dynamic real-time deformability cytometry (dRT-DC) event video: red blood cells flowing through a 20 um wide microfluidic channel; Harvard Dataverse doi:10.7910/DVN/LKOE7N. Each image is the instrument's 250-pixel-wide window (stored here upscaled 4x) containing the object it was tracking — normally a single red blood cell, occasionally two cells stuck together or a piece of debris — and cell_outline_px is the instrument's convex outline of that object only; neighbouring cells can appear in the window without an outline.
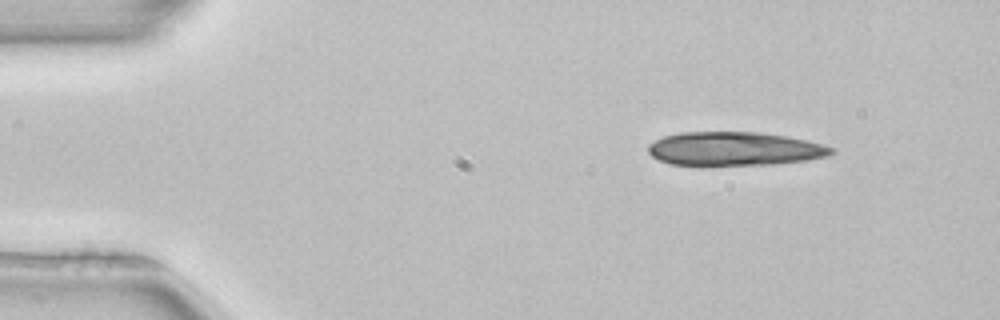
{"species": "common noctule bat (a hibernating species)", "species_latin": "Nyctalus noctula", "temperature_condition": "room temperature", "stored_images_in_passage": 32, "camera_frame_rate_fps": 3000, "um_per_image_px": 0.085, "animal": {"sex": "female", "body_mass_g": 22.7, "forearm_length_mm": 54.2}, "frame": {"image": 1, "passage_image": 4, "time_ms": 1.0, "image_size_px": [1000, 320], "cell_outline_px": [[836, 152], [828, 156], [804, 160], [772, 164], [668, 164], [652, 156], [648, 152], [648, 144], [664, 136], [680, 132], [760, 132], [784, 136], [804, 140], [836, 148]], "centroid_in_image_um": [62.42, 12.63], "position_along_channel_um": 22.6, "area_um2": 35.49}}
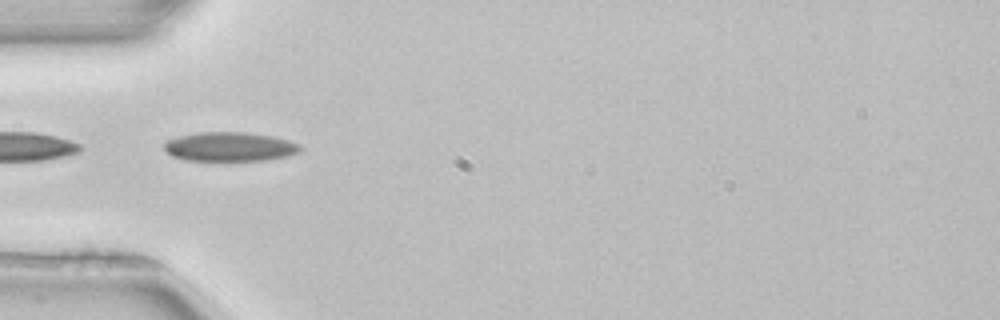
{"frame": {"image": 2, "passage_image": 14, "time_ms": 4.333, "image_size_px": [1000, 320], "cell_outline_px": [[304, 148], [288, 156], [264, 160], [184, 160], [172, 156], [164, 148], [164, 144], [168, 140], [180, 136], [196, 132], [244, 132], [272, 136], [288, 140], [300, 144]], "centroid_in_image_um": [19.54, 12.46], "position_along_channel_um": 65.5, "area_um2": 23.0}}